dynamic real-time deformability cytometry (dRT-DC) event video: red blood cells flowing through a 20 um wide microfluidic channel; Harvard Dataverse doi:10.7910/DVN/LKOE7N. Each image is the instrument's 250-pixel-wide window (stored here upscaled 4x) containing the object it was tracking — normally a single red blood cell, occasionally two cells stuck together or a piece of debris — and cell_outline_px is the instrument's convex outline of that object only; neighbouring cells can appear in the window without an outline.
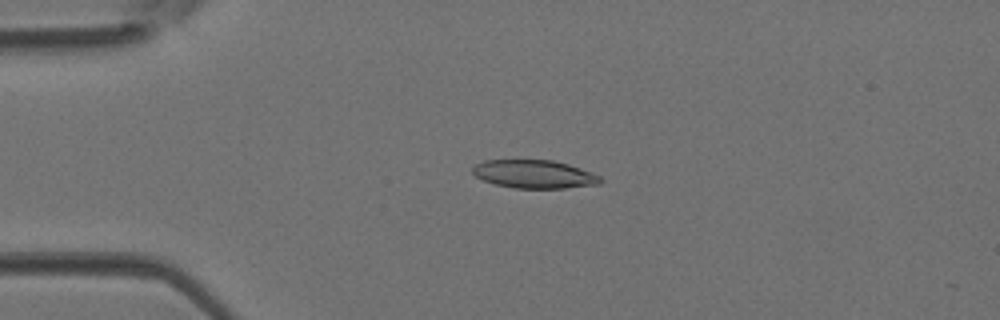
{"species": "Egyptian fruit bat (a non-hibernating species)", "species_latin": "Rousettus aegyptiacus", "temperature_condition": "room temperature", "stored_images_in_passage": 35, "camera_frame_rate_fps": 3000, "um_per_image_px": 0.085, "animal": {"sex": "female"}, "frame": {"image": 1, "passage_image": 1, "time_ms": 0.0, "image_size_px": [1000, 320], "cell_outline_px": [[604, 180], [600, 184], [564, 188], [516, 188], [496, 184], [484, 180], [476, 176], [472, 172], [472, 168], [476, 164], [484, 160], [552, 160], [568, 164], [592, 172], [600, 176]], "centroid_in_image_um": [45.44, 14.8], "position_along_channel_um": 39.6, "area_um2": 20.98}}
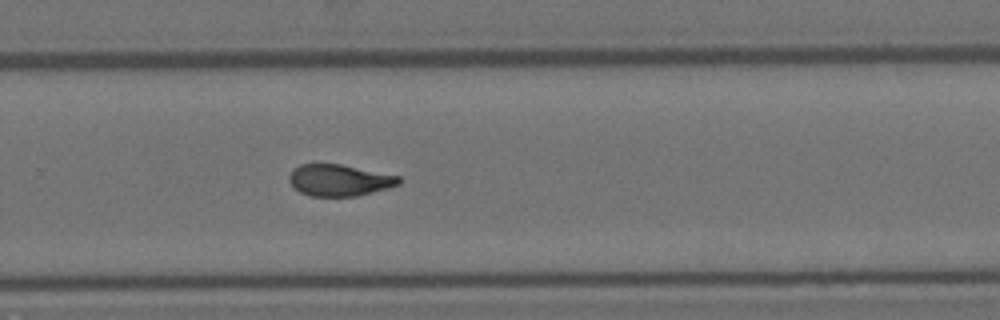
{"frame": {"image": 2, "passage_image": 20, "time_ms": 6.333, "image_size_px": [1000, 320], "cell_outline_px": [[404, 180], [400, 184], [388, 188], [356, 196], [312, 196], [300, 192], [288, 180], [288, 176], [292, 168], [300, 164], [340, 164], [400, 176]], "centroid_in_image_um": [28.85, 15.31], "position_along_channel_um": 300.9, "area_um2": 20.23}}
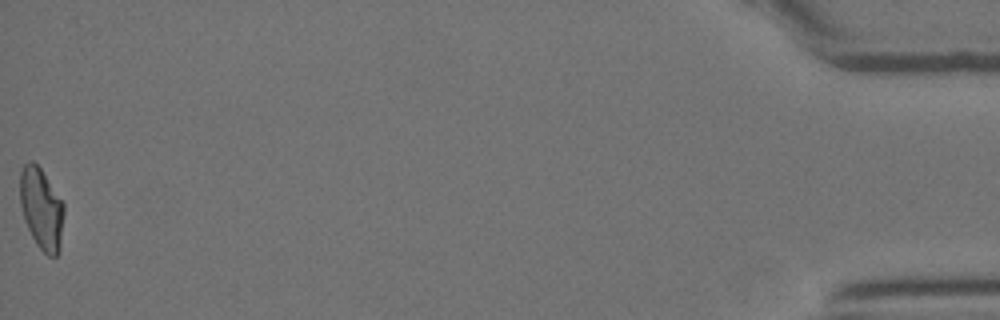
{"frame": {"image": 3, "passage_image": 35, "time_ms": 11.333, "image_size_px": [1000, 320], "cell_outline_px": [[64, 212], [60, 248], [56, 256], [48, 256], [36, 244], [24, 220], [20, 204], [20, 172], [24, 164], [28, 160], [32, 160], [40, 168], [64, 204]], "centroid_in_image_um": [3.51, 17.73], "position_along_channel_um": 431.7, "area_um2": 20.75}}